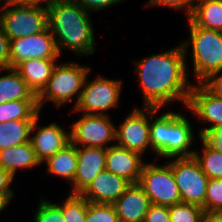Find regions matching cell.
Here are the masks:
<instances>
[{
    "instance_id": "29",
    "label": "cell",
    "mask_w": 222,
    "mask_h": 222,
    "mask_svg": "<svg viewBox=\"0 0 222 222\" xmlns=\"http://www.w3.org/2000/svg\"><path fill=\"white\" fill-rule=\"evenodd\" d=\"M85 222H119V220L113 204L88 201Z\"/></svg>"
},
{
    "instance_id": "24",
    "label": "cell",
    "mask_w": 222,
    "mask_h": 222,
    "mask_svg": "<svg viewBox=\"0 0 222 222\" xmlns=\"http://www.w3.org/2000/svg\"><path fill=\"white\" fill-rule=\"evenodd\" d=\"M34 120H10L0 123V150L30 141Z\"/></svg>"
},
{
    "instance_id": "33",
    "label": "cell",
    "mask_w": 222,
    "mask_h": 222,
    "mask_svg": "<svg viewBox=\"0 0 222 222\" xmlns=\"http://www.w3.org/2000/svg\"><path fill=\"white\" fill-rule=\"evenodd\" d=\"M143 222H171L168 206L151 204Z\"/></svg>"
},
{
    "instance_id": "15",
    "label": "cell",
    "mask_w": 222,
    "mask_h": 222,
    "mask_svg": "<svg viewBox=\"0 0 222 222\" xmlns=\"http://www.w3.org/2000/svg\"><path fill=\"white\" fill-rule=\"evenodd\" d=\"M107 148L77 146V172L70 194H80L106 167Z\"/></svg>"
},
{
    "instance_id": "7",
    "label": "cell",
    "mask_w": 222,
    "mask_h": 222,
    "mask_svg": "<svg viewBox=\"0 0 222 222\" xmlns=\"http://www.w3.org/2000/svg\"><path fill=\"white\" fill-rule=\"evenodd\" d=\"M122 81L104 76L84 81L83 90L73 113L108 115L107 110L118 107L121 98Z\"/></svg>"
},
{
    "instance_id": "35",
    "label": "cell",
    "mask_w": 222,
    "mask_h": 222,
    "mask_svg": "<svg viewBox=\"0 0 222 222\" xmlns=\"http://www.w3.org/2000/svg\"><path fill=\"white\" fill-rule=\"evenodd\" d=\"M201 84L215 97L222 99V70L211 74Z\"/></svg>"
},
{
    "instance_id": "4",
    "label": "cell",
    "mask_w": 222,
    "mask_h": 222,
    "mask_svg": "<svg viewBox=\"0 0 222 222\" xmlns=\"http://www.w3.org/2000/svg\"><path fill=\"white\" fill-rule=\"evenodd\" d=\"M190 38L181 42L185 57L191 45L193 76L201 84L211 74L222 70V32L200 28L188 18ZM190 42V44H189Z\"/></svg>"
},
{
    "instance_id": "6",
    "label": "cell",
    "mask_w": 222,
    "mask_h": 222,
    "mask_svg": "<svg viewBox=\"0 0 222 222\" xmlns=\"http://www.w3.org/2000/svg\"><path fill=\"white\" fill-rule=\"evenodd\" d=\"M48 9L12 1L0 10V23L9 40L38 34L48 27Z\"/></svg>"
},
{
    "instance_id": "17",
    "label": "cell",
    "mask_w": 222,
    "mask_h": 222,
    "mask_svg": "<svg viewBox=\"0 0 222 222\" xmlns=\"http://www.w3.org/2000/svg\"><path fill=\"white\" fill-rule=\"evenodd\" d=\"M142 158L137 152L113 144L107 148L105 169L131 184L139 183L142 168L146 163Z\"/></svg>"
},
{
    "instance_id": "27",
    "label": "cell",
    "mask_w": 222,
    "mask_h": 222,
    "mask_svg": "<svg viewBox=\"0 0 222 222\" xmlns=\"http://www.w3.org/2000/svg\"><path fill=\"white\" fill-rule=\"evenodd\" d=\"M61 203H56L62 210L65 222H85L88 200L80 194H70Z\"/></svg>"
},
{
    "instance_id": "5",
    "label": "cell",
    "mask_w": 222,
    "mask_h": 222,
    "mask_svg": "<svg viewBox=\"0 0 222 222\" xmlns=\"http://www.w3.org/2000/svg\"><path fill=\"white\" fill-rule=\"evenodd\" d=\"M91 67L79 65L75 62H62L54 66L47 86L37 96L39 111H42L44 103L52 102L57 108L66 105L68 102L76 100L73 108L78 104L84 81L89 75Z\"/></svg>"
},
{
    "instance_id": "22",
    "label": "cell",
    "mask_w": 222,
    "mask_h": 222,
    "mask_svg": "<svg viewBox=\"0 0 222 222\" xmlns=\"http://www.w3.org/2000/svg\"><path fill=\"white\" fill-rule=\"evenodd\" d=\"M1 71L8 73L0 76V104L13 100H37L35 93L14 68Z\"/></svg>"
},
{
    "instance_id": "36",
    "label": "cell",
    "mask_w": 222,
    "mask_h": 222,
    "mask_svg": "<svg viewBox=\"0 0 222 222\" xmlns=\"http://www.w3.org/2000/svg\"><path fill=\"white\" fill-rule=\"evenodd\" d=\"M10 68V40L0 23V69Z\"/></svg>"
},
{
    "instance_id": "10",
    "label": "cell",
    "mask_w": 222,
    "mask_h": 222,
    "mask_svg": "<svg viewBox=\"0 0 222 222\" xmlns=\"http://www.w3.org/2000/svg\"><path fill=\"white\" fill-rule=\"evenodd\" d=\"M109 115L82 114L71 124L70 142L80 147L109 148L115 141L116 125Z\"/></svg>"
},
{
    "instance_id": "40",
    "label": "cell",
    "mask_w": 222,
    "mask_h": 222,
    "mask_svg": "<svg viewBox=\"0 0 222 222\" xmlns=\"http://www.w3.org/2000/svg\"><path fill=\"white\" fill-rule=\"evenodd\" d=\"M13 1L21 4L38 5V6H42L44 3L45 7L48 8L52 4L61 0H13Z\"/></svg>"
},
{
    "instance_id": "19",
    "label": "cell",
    "mask_w": 222,
    "mask_h": 222,
    "mask_svg": "<svg viewBox=\"0 0 222 222\" xmlns=\"http://www.w3.org/2000/svg\"><path fill=\"white\" fill-rule=\"evenodd\" d=\"M58 59L32 58L19 63L14 69L21 75L28 87L38 96L47 86Z\"/></svg>"
},
{
    "instance_id": "31",
    "label": "cell",
    "mask_w": 222,
    "mask_h": 222,
    "mask_svg": "<svg viewBox=\"0 0 222 222\" xmlns=\"http://www.w3.org/2000/svg\"><path fill=\"white\" fill-rule=\"evenodd\" d=\"M36 209L33 222H65L61 208L46 198L41 197Z\"/></svg>"
},
{
    "instance_id": "39",
    "label": "cell",
    "mask_w": 222,
    "mask_h": 222,
    "mask_svg": "<svg viewBox=\"0 0 222 222\" xmlns=\"http://www.w3.org/2000/svg\"><path fill=\"white\" fill-rule=\"evenodd\" d=\"M200 222H222V212L204 211Z\"/></svg>"
},
{
    "instance_id": "21",
    "label": "cell",
    "mask_w": 222,
    "mask_h": 222,
    "mask_svg": "<svg viewBox=\"0 0 222 222\" xmlns=\"http://www.w3.org/2000/svg\"><path fill=\"white\" fill-rule=\"evenodd\" d=\"M43 163L46 165L47 173L64 178L72 184L77 172V146L70 142Z\"/></svg>"
},
{
    "instance_id": "12",
    "label": "cell",
    "mask_w": 222,
    "mask_h": 222,
    "mask_svg": "<svg viewBox=\"0 0 222 222\" xmlns=\"http://www.w3.org/2000/svg\"><path fill=\"white\" fill-rule=\"evenodd\" d=\"M54 37L48 27L34 35L10 40V68H15L19 63L32 59H58Z\"/></svg>"
},
{
    "instance_id": "25",
    "label": "cell",
    "mask_w": 222,
    "mask_h": 222,
    "mask_svg": "<svg viewBox=\"0 0 222 222\" xmlns=\"http://www.w3.org/2000/svg\"><path fill=\"white\" fill-rule=\"evenodd\" d=\"M37 100H13L0 104V123L10 120H35L40 114Z\"/></svg>"
},
{
    "instance_id": "11",
    "label": "cell",
    "mask_w": 222,
    "mask_h": 222,
    "mask_svg": "<svg viewBox=\"0 0 222 222\" xmlns=\"http://www.w3.org/2000/svg\"><path fill=\"white\" fill-rule=\"evenodd\" d=\"M115 141L117 146L144 155L148 148L152 150L150 141V107H135L116 127Z\"/></svg>"
},
{
    "instance_id": "9",
    "label": "cell",
    "mask_w": 222,
    "mask_h": 222,
    "mask_svg": "<svg viewBox=\"0 0 222 222\" xmlns=\"http://www.w3.org/2000/svg\"><path fill=\"white\" fill-rule=\"evenodd\" d=\"M167 164L172 168L181 201L202 207L209 178L203 173L195 157L174 158Z\"/></svg>"
},
{
    "instance_id": "1",
    "label": "cell",
    "mask_w": 222,
    "mask_h": 222,
    "mask_svg": "<svg viewBox=\"0 0 222 222\" xmlns=\"http://www.w3.org/2000/svg\"><path fill=\"white\" fill-rule=\"evenodd\" d=\"M134 63V72L143 94V107L161 109L177 100L186 108L192 83L188 78L190 74L187 73V59L181 43L171 50L152 54Z\"/></svg>"
},
{
    "instance_id": "42",
    "label": "cell",
    "mask_w": 222,
    "mask_h": 222,
    "mask_svg": "<svg viewBox=\"0 0 222 222\" xmlns=\"http://www.w3.org/2000/svg\"><path fill=\"white\" fill-rule=\"evenodd\" d=\"M2 1H4V3H1ZM13 0H0V10L6 6L7 4L11 3ZM2 4V5H1Z\"/></svg>"
},
{
    "instance_id": "26",
    "label": "cell",
    "mask_w": 222,
    "mask_h": 222,
    "mask_svg": "<svg viewBox=\"0 0 222 222\" xmlns=\"http://www.w3.org/2000/svg\"><path fill=\"white\" fill-rule=\"evenodd\" d=\"M202 153L194 152L195 159L199 162L203 173L209 178L222 179V153L213 148L203 137L200 139Z\"/></svg>"
},
{
    "instance_id": "20",
    "label": "cell",
    "mask_w": 222,
    "mask_h": 222,
    "mask_svg": "<svg viewBox=\"0 0 222 222\" xmlns=\"http://www.w3.org/2000/svg\"><path fill=\"white\" fill-rule=\"evenodd\" d=\"M40 164L30 141L0 150V166L14 178L18 169H32Z\"/></svg>"
},
{
    "instance_id": "8",
    "label": "cell",
    "mask_w": 222,
    "mask_h": 222,
    "mask_svg": "<svg viewBox=\"0 0 222 222\" xmlns=\"http://www.w3.org/2000/svg\"><path fill=\"white\" fill-rule=\"evenodd\" d=\"M158 158L153 163H145L140 175L139 185L144 189L151 204L172 206L182 202L172 168L166 163L157 165Z\"/></svg>"
},
{
    "instance_id": "41",
    "label": "cell",
    "mask_w": 222,
    "mask_h": 222,
    "mask_svg": "<svg viewBox=\"0 0 222 222\" xmlns=\"http://www.w3.org/2000/svg\"><path fill=\"white\" fill-rule=\"evenodd\" d=\"M14 196V192H0V212L10 204Z\"/></svg>"
},
{
    "instance_id": "3",
    "label": "cell",
    "mask_w": 222,
    "mask_h": 222,
    "mask_svg": "<svg viewBox=\"0 0 222 222\" xmlns=\"http://www.w3.org/2000/svg\"><path fill=\"white\" fill-rule=\"evenodd\" d=\"M159 111V108L150 107L152 152L169 160L194 156L195 150H190L195 140L194 132L188 118L171 110L156 116Z\"/></svg>"
},
{
    "instance_id": "16",
    "label": "cell",
    "mask_w": 222,
    "mask_h": 222,
    "mask_svg": "<svg viewBox=\"0 0 222 222\" xmlns=\"http://www.w3.org/2000/svg\"><path fill=\"white\" fill-rule=\"evenodd\" d=\"M131 185L126 179L108 170L101 171L80 193L92 203L113 204Z\"/></svg>"
},
{
    "instance_id": "34",
    "label": "cell",
    "mask_w": 222,
    "mask_h": 222,
    "mask_svg": "<svg viewBox=\"0 0 222 222\" xmlns=\"http://www.w3.org/2000/svg\"><path fill=\"white\" fill-rule=\"evenodd\" d=\"M88 12H98L124 0H73Z\"/></svg>"
},
{
    "instance_id": "14",
    "label": "cell",
    "mask_w": 222,
    "mask_h": 222,
    "mask_svg": "<svg viewBox=\"0 0 222 222\" xmlns=\"http://www.w3.org/2000/svg\"><path fill=\"white\" fill-rule=\"evenodd\" d=\"M39 117L40 114L36 116L32 124L30 142L36 153L37 159L43 164L49 157L61 151L70 143V132H66L56 122L40 127L38 121Z\"/></svg>"
},
{
    "instance_id": "2",
    "label": "cell",
    "mask_w": 222,
    "mask_h": 222,
    "mask_svg": "<svg viewBox=\"0 0 222 222\" xmlns=\"http://www.w3.org/2000/svg\"><path fill=\"white\" fill-rule=\"evenodd\" d=\"M48 9V29L52 33L59 55L62 50L77 56L93 55L95 36L89 12L73 0H61Z\"/></svg>"
},
{
    "instance_id": "18",
    "label": "cell",
    "mask_w": 222,
    "mask_h": 222,
    "mask_svg": "<svg viewBox=\"0 0 222 222\" xmlns=\"http://www.w3.org/2000/svg\"><path fill=\"white\" fill-rule=\"evenodd\" d=\"M151 202L138 184H131L113 203L119 222H143Z\"/></svg>"
},
{
    "instance_id": "30",
    "label": "cell",
    "mask_w": 222,
    "mask_h": 222,
    "mask_svg": "<svg viewBox=\"0 0 222 222\" xmlns=\"http://www.w3.org/2000/svg\"><path fill=\"white\" fill-rule=\"evenodd\" d=\"M204 211L222 212V179H208L205 202L202 206Z\"/></svg>"
},
{
    "instance_id": "32",
    "label": "cell",
    "mask_w": 222,
    "mask_h": 222,
    "mask_svg": "<svg viewBox=\"0 0 222 222\" xmlns=\"http://www.w3.org/2000/svg\"><path fill=\"white\" fill-rule=\"evenodd\" d=\"M197 0H149L148 6H161L176 10H184L187 19L193 12Z\"/></svg>"
},
{
    "instance_id": "37",
    "label": "cell",
    "mask_w": 222,
    "mask_h": 222,
    "mask_svg": "<svg viewBox=\"0 0 222 222\" xmlns=\"http://www.w3.org/2000/svg\"><path fill=\"white\" fill-rule=\"evenodd\" d=\"M213 148L222 153V126L212 130L203 137Z\"/></svg>"
},
{
    "instance_id": "38",
    "label": "cell",
    "mask_w": 222,
    "mask_h": 222,
    "mask_svg": "<svg viewBox=\"0 0 222 222\" xmlns=\"http://www.w3.org/2000/svg\"><path fill=\"white\" fill-rule=\"evenodd\" d=\"M14 177L0 166V192H14L11 184Z\"/></svg>"
},
{
    "instance_id": "13",
    "label": "cell",
    "mask_w": 222,
    "mask_h": 222,
    "mask_svg": "<svg viewBox=\"0 0 222 222\" xmlns=\"http://www.w3.org/2000/svg\"><path fill=\"white\" fill-rule=\"evenodd\" d=\"M186 108L199 121L208 124L198 130L199 138L222 126V99L215 97L202 84H192Z\"/></svg>"
},
{
    "instance_id": "28",
    "label": "cell",
    "mask_w": 222,
    "mask_h": 222,
    "mask_svg": "<svg viewBox=\"0 0 222 222\" xmlns=\"http://www.w3.org/2000/svg\"><path fill=\"white\" fill-rule=\"evenodd\" d=\"M171 222H200L203 208L196 204L180 202L168 206Z\"/></svg>"
},
{
    "instance_id": "23",
    "label": "cell",
    "mask_w": 222,
    "mask_h": 222,
    "mask_svg": "<svg viewBox=\"0 0 222 222\" xmlns=\"http://www.w3.org/2000/svg\"><path fill=\"white\" fill-rule=\"evenodd\" d=\"M189 19L200 28L222 32V0H197Z\"/></svg>"
}]
</instances>
